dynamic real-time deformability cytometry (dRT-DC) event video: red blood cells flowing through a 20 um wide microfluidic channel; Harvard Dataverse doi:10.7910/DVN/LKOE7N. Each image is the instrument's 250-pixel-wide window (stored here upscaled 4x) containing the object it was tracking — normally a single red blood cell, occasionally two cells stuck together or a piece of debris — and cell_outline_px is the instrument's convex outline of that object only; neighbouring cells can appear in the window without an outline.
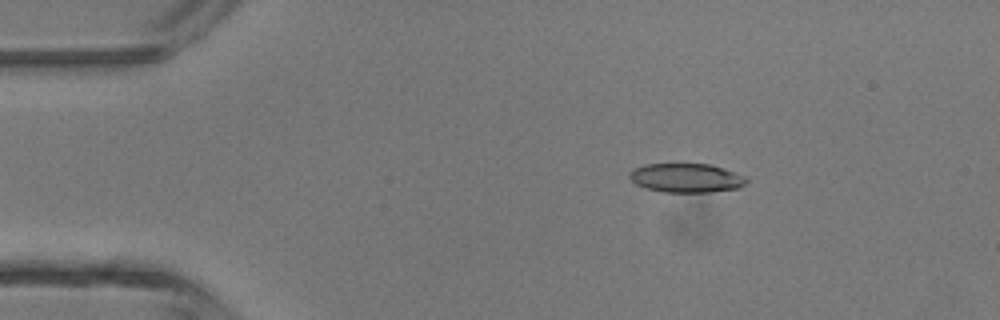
{"species": "common noctule bat (a hibernating species)", "species_latin": "Nyctalus noctula", "temperature_condition": "room temperature", "stored_images_in_passage": 4, "camera_frame_rate_fps": 3000, "um_per_image_px": 0.085, "animal": {"sex": "male", "body_mass_g": 13.3}, "frame": {"image": 1, "passage_image": 3, "time_ms": 0.667, "image_size_px": [1000, 320], "cell_outline_px": [[748, 180], [740, 188], [712, 192], [664, 192], [644, 188], [636, 184], [628, 176], [628, 172], [632, 168], [644, 164], [708, 164], [724, 168], [744, 176]], "centroid_in_image_um": [58.3, 15.12], "position_along_channel_um": 26.7, "area_um2": 19.94}}
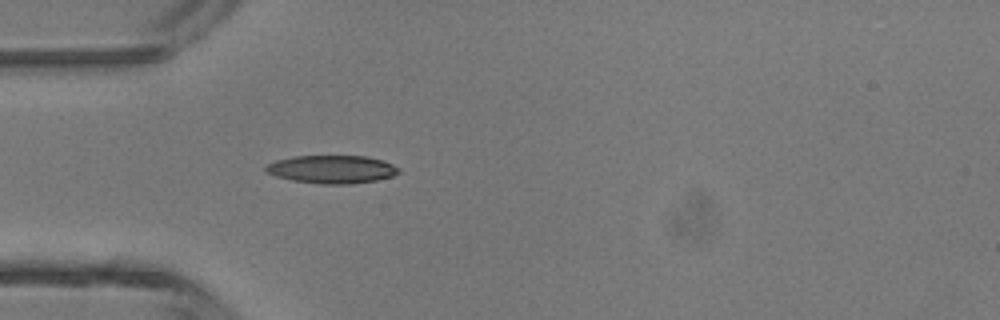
{"frame": {"image": 2, "passage_image": 4, "time_ms": 1.0, "image_size_px": [1000, 320], "cell_outline_px": [[400, 172], [392, 176], [376, 180], [352, 184], [320, 184], [292, 180], [276, 176], [264, 172], [264, 168], [268, 164], [276, 160], [292, 156], [368, 156], [392, 164], [400, 168]], "centroid_in_image_um": [28.19, 14.39], "position_along_channel_um": 56.8, "area_um2": 21.79}}